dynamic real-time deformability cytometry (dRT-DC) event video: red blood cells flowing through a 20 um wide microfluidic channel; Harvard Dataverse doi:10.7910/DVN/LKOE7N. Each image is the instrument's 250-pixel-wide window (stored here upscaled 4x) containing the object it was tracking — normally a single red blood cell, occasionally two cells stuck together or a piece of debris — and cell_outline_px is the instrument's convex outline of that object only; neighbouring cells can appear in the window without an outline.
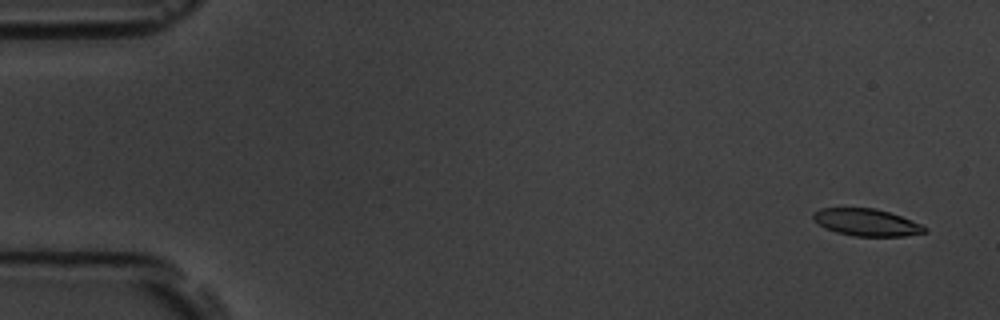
{"species": "common noctule bat (a hibernating species)", "species_latin": "Nyctalus noctula", "temperature_condition": "room temperature", "stored_images_in_passage": 8, "camera_frame_rate_fps": 3000, "um_per_image_px": 0.085, "animal": {"sex": "male", "body_mass_g": 19.5, "forearm_length_mm": 54.6}, "frame": {"image": 1, "passage_image": 1, "time_ms": 0.0, "image_size_px": [1000, 320], "cell_outline_px": [[928, 232], [904, 236], [852, 236], [836, 232], [824, 228], [812, 216], [812, 212], [820, 208], [876, 208], [900, 216], [920, 224], [928, 228]], "centroid_in_image_um": [73.65, 18.9], "position_along_channel_um": 11.3, "area_um2": 17.57}}
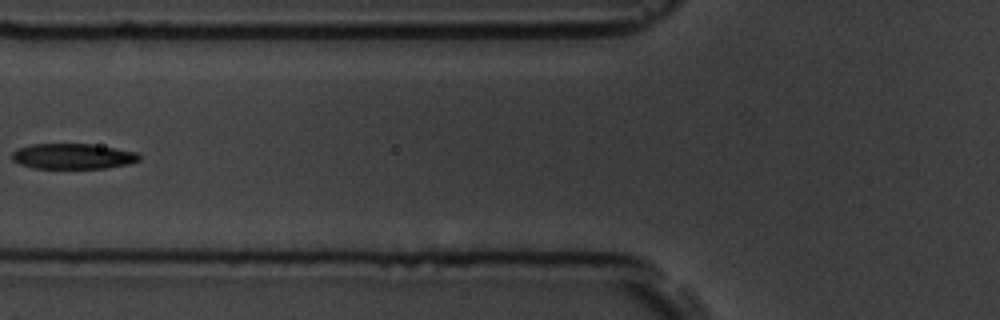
{"frame": {"image": 2, "passage_image": 6, "time_ms": 6.667, "image_size_px": [1000, 320], "cell_outline_px": [[140, 160], [128, 164], [108, 168], [32, 168], [20, 164], [12, 160], [12, 152], [16, 148], [32, 144], [92, 144], [140, 152]], "centroid_in_image_um": [6.21, 13.28], "position_along_channel_um": 119.6, "area_um2": 19.07}}
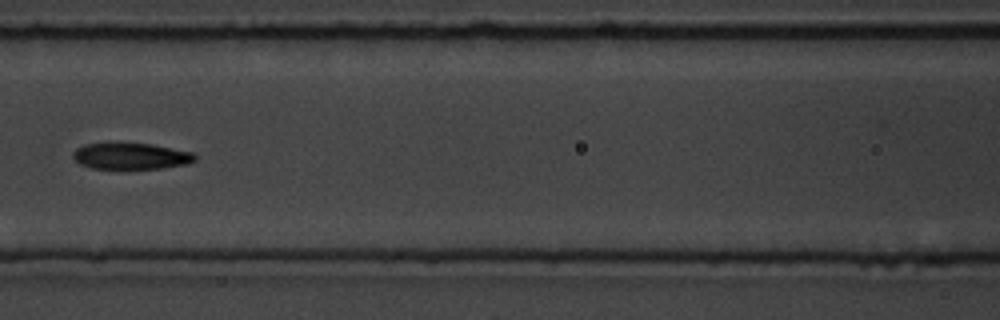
{"frame": {"image": 3, "passage_image": 7, "time_ms": 7.667, "image_size_px": [1000, 320], "cell_outline_px": [[196, 160], [188, 164], [164, 168], [92, 168], [80, 164], [72, 156], [72, 152], [76, 148], [84, 144], [108, 140], [116, 140], [152, 144], [196, 152]], "centroid_in_image_um": [11.11, 13.21], "position_along_channel_um": 155.5, "area_um2": 19.71}}